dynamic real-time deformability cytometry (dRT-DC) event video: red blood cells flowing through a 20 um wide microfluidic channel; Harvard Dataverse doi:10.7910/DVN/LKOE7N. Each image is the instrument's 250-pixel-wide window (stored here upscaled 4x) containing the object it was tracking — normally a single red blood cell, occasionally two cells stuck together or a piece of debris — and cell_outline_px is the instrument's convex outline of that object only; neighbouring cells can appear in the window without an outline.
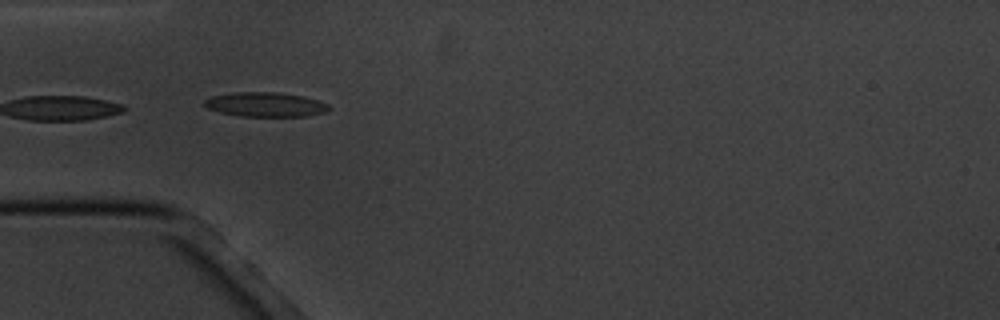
{"species": "common noctule bat (a hibernating species)", "species_latin": "Nyctalus noctula", "temperature_condition": "cold", "stored_images_in_passage": 6, "camera_frame_rate_fps": 3000, "um_per_image_px": 0.085, "animal": {"sex": "male", "body_mass_g": 20.1, "forearm_length_mm": 53.5}, "frame": {"image": 1, "passage_image": 5, "time_ms": 6.0, "image_size_px": [1000, 320], "cell_outline_px": [[332, 108], [324, 112], [308, 116], [240, 116], [220, 112], [208, 108], [204, 104], [204, 100], [212, 96], [236, 92], [276, 92], [304, 96], [328, 104]], "centroid_in_image_um": [22.58, 8.88], "position_along_channel_um": 62.4, "area_um2": 17.63}}
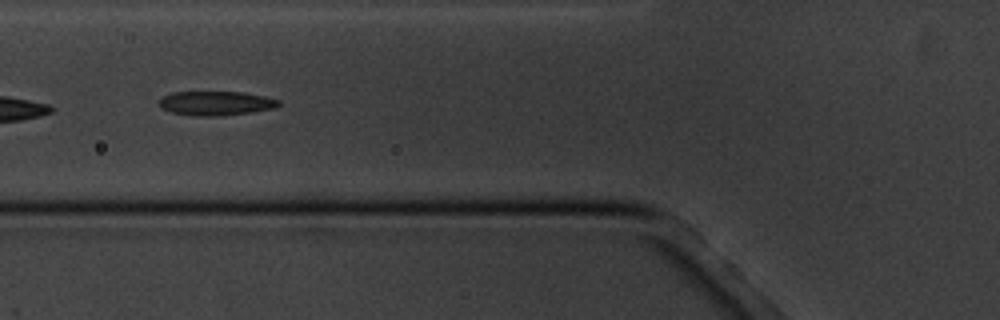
{"frame": {"image": 2, "passage_image": 6, "time_ms": 7.333, "image_size_px": [1000, 320], "cell_outline_px": [[280, 104], [276, 108], [252, 112], [220, 116], [200, 116], [172, 112], [160, 108], [160, 96], [172, 92], [244, 92], [264, 96], [280, 100]], "centroid_in_image_um": [18.36, 8.77], "position_along_channel_um": 107.4, "area_um2": 16.94}}